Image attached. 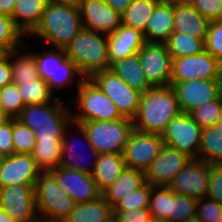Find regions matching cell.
Returning a JSON list of instances; mask_svg holds the SVG:
<instances>
[{
    "label": "cell",
    "mask_w": 222,
    "mask_h": 222,
    "mask_svg": "<svg viewBox=\"0 0 222 222\" xmlns=\"http://www.w3.org/2000/svg\"><path fill=\"white\" fill-rule=\"evenodd\" d=\"M181 113L172 86L152 87L142 93L137 115L133 118L134 130L161 135L174 117Z\"/></svg>",
    "instance_id": "cell-1"
},
{
    "label": "cell",
    "mask_w": 222,
    "mask_h": 222,
    "mask_svg": "<svg viewBox=\"0 0 222 222\" xmlns=\"http://www.w3.org/2000/svg\"><path fill=\"white\" fill-rule=\"evenodd\" d=\"M79 7L47 2L37 27L29 34L54 48L66 49L83 29Z\"/></svg>",
    "instance_id": "cell-2"
},
{
    "label": "cell",
    "mask_w": 222,
    "mask_h": 222,
    "mask_svg": "<svg viewBox=\"0 0 222 222\" xmlns=\"http://www.w3.org/2000/svg\"><path fill=\"white\" fill-rule=\"evenodd\" d=\"M58 97L43 104L26 105L17 117L36 134V140H62L72 123V111Z\"/></svg>",
    "instance_id": "cell-3"
},
{
    "label": "cell",
    "mask_w": 222,
    "mask_h": 222,
    "mask_svg": "<svg viewBox=\"0 0 222 222\" xmlns=\"http://www.w3.org/2000/svg\"><path fill=\"white\" fill-rule=\"evenodd\" d=\"M65 51L85 79L110 69L107 34L83 28Z\"/></svg>",
    "instance_id": "cell-4"
},
{
    "label": "cell",
    "mask_w": 222,
    "mask_h": 222,
    "mask_svg": "<svg viewBox=\"0 0 222 222\" xmlns=\"http://www.w3.org/2000/svg\"><path fill=\"white\" fill-rule=\"evenodd\" d=\"M34 192L41 222H63L77 204L61 189L50 171L39 174Z\"/></svg>",
    "instance_id": "cell-5"
},
{
    "label": "cell",
    "mask_w": 222,
    "mask_h": 222,
    "mask_svg": "<svg viewBox=\"0 0 222 222\" xmlns=\"http://www.w3.org/2000/svg\"><path fill=\"white\" fill-rule=\"evenodd\" d=\"M55 49V50H54ZM41 53L32 51L36 61L38 76L47 82L50 90L54 93L55 89L73 86L77 88L85 79L79 72L76 64L67 57L65 49L54 48Z\"/></svg>",
    "instance_id": "cell-6"
},
{
    "label": "cell",
    "mask_w": 222,
    "mask_h": 222,
    "mask_svg": "<svg viewBox=\"0 0 222 222\" xmlns=\"http://www.w3.org/2000/svg\"><path fill=\"white\" fill-rule=\"evenodd\" d=\"M76 89V98L66 101L79 108V112L72 114V122L114 121L123 117L116 104L90 79H84Z\"/></svg>",
    "instance_id": "cell-7"
},
{
    "label": "cell",
    "mask_w": 222,
    "mask_h": 222,
    "mask_svg": "<svg viewBox=\"0 0 222 222\" xmlns=\"http://www.w3.org/2000/svg\"><path fill=\"white\" fill-rule=\"evenodd\" d=\"M89 143L99 153L123 154L131 132L133 119L122 117L114 121H86L79 123Z\"/></svg>",
    "instance_id": "cell-8"
},
{
    "label": "cell",
    "mask_w": 222,
    "mask_h": 222,
    "mask_svg": "<svg viewBox=\"0 0 222 222\" xmlns=\"http://www.w3.org/2000/svg\"><path fill=\"white\" fill-rule=\"evenodd\" d=\"M90 80L116 104L122 116L133 119L137 115L140 91L128 86L110 69L95 73Z\"/></svg>",
    "instance_id": "cell-9"
},
{
    "label": "cell",
    "mask_w": 222,
    "mask_h": 222,
    "mask_svg": "<svg viewBox=\"0 0 222 222\" xmlns=\"http://www.w3.org/2000/svg\"><path fill=\"white\" fill-rule=\"evenodd\" d=\"M203 129L188 113L174 117L161 134L166 145L179 150L192 159H198Z\"/></svg>",
    "instance_id": "cell-10"
},
{
    "label": "cell",
    "mask_w": 222,
    "mask_h": 222,
    "mask_svg": "<svg viewBox=\"0 0 222 222\" xmlns=\"http://www.w3.org/2000/svg\"><path fill=\"white\" fill-rule=\"evenodd\" d=\"M35 184H20L0 189V209L16 222H41L37 212Z\"/></svg>",
    "instance_id": "cell-11"
},
{
    "label": "cell",
    "mask_w": 222,
    "mask_h": 222,
    "mask_svg": "<svg viewBox=\"0 0 222 222\" xmlns=\"http://www.w3.org/2000/svg\"><path fill=\"white\" fill-rule=\"evenodd\" d=\"M138 55L146 79L152 87L170 86L172 57L165 43L146 42Z\"/></svg>",
    "instance_id": "cell-12"
},
{
    "label": "cell",
    "mask_w": 222,
    "mask_h": 222,
    "mask_svg": "<svg viewBox=\"0 0 222 222\" xmlns=\"http://www.w3.org/2000/svg\"><path fill=\"white\" fill-rule=\"evenodd\" d=\"M164 146L161 135L133 130L123 152L126 167L145 172Z\"/></svg>",
    "instance_id": "cell-13"
},
{
    "label": "cell",
    "mask_w": 222,
    "mask_h": 222,
    "mask_svg": "<svg viewBox=\"0 0 222 222\" xmlns=\"http://www.w3.org/2000/svg\"><path fill=\"white\" fill-rule=\"evenodd\" d=\"M222 64L207 51L187 57L172 58L171 82L216 79Z\"/></svg>",
    "instance_id": "cell-14"
},
{
    "label": "cell",
    "mask_w": 222,
    "mask_h": 222,
    "mask_svg": "<svg viewBox=\"0 0 222 222\" xmlns=\"http://www.w3.org/2000/svg\"><path fill=\"white\" fill-rule=\"evenodd\" d=\"M191 160L188 155L165 144L161 153L144 172L145 182L151 186H169Z\"/></svg>",
    "instance_id": "cell-15"
},
{
    "label": "cell",
    "mask_w": 222,
    "mask_h": 222,
    "mask_svg": "<svg viewBox=\"0 0 222 222\" xmlns=\"http://www.w3.org/2000/svg\"><path fill=\"white\" fill-rule=\"evenodd\" d=\"M209 186V163L192 159L176 176L169 187L177 194L195 199L206 198Z\"/></svg>",
    "instance_id": "cell-16"
},
{
    "label": "cell",
    "mask_w": 222,
    "mask_h": 222,
    "mask_svg": "<svg viewBox=\"0 0 222 222\" xmlns=\"http://www.w3.org/2000/svg\"><path fill=\"white\" fill-rule=\"evenodd\" d=\"M78 7L84 28L109 35L122 24L121 14L104 0H80Z\"/></svg>",
    "instance_id": "cell-17"
},
{
    "label": "cell",
    "mask_w": 222,
    "mask_h": 222,
    "mask_svg": "<svg viewBox=\"0 0 222 222\" xmlns=\"http://www.w3.org/2000/svg\"><path fill=\"white\" fill-rule=\"evenodd\" d=\"M42 171L31 154L14 153L0 160V189L20 184H36Z\"/></svg>",
    "instance_id": "cell-18"
},
{
    "label": "cell",
    "mask_w": 222,
    "mask_h": 222,
    "mask_svg": "<svg viewBox=\"0 0 222 222\" xmlns=\"http://www.w3.org/2000/svg\"><path fill=\"white\" fill-rule=\"evenodd\" d=\"M181 112L190 114L199 106L217 98L216 79H194L184 82H171Z\"/></svg>",
    "instance_id": "cell-19"
},
{
    "label": "cell",
    "mask_w": 222,
    "mask_h": 222,
    "mask_svg": "<svg viewBox=\"0 0 222 222\" xmlns=\"http://www.w3.org/2000/svg\"><path fill=\"white\" fill-rule=\"evenodd\" d=\"M57 179L58 185L76 203H84L101 196L92 175L58 166L50 171Z\"/></svg>",
    "instance_id": "cell-20"
},
{
    "label": "cell",
    "mask_w": 222,
    "mask_h": 222,
    "mask_svg": "<svg viewBox=\"0 0 222 222\" xmlns=\"http://www.w3.org/2000/svg\"><path fill=\"white\" fill-rule=\"evenodd\" d=\"M73 125V128L76 127L77 130H79L78 133H76L78 136L79 135H83L82 136V139H85L84 141H86V144L88 143V147L91 151V155L92 157H88V158H91V163L89 164L88 162L85 163L83 162L84 159L86 156V154L84 155H81L79 151H77L78 149L76 148L77 145L80 143L77 144V142L79 140H74V139H77L76 136H74L75 138L73 139V137L71 138V140H69L68 138V129H71ZM71 126V127H70ZM67 133V135H66ZM74 141H73V140ZM71 141V142H70ZM73 141V142H72ZM84 144V143H83ZM76 145V146H75ZM75 148V149H74ZM79 148V147H78ZM81 149V148H80ZM79 153H77V152ZM89 151V152H90ZM62 155H61V161H60V164L59 166L60 167H63V168H67V169H70V170H78L80 172H84V173H87V174H90L92 175V173L94 172V169H95V165H96V162L98 160V157H99V153L94 149V147L89 143V140H88V136L85 132V130L83 129V127L80 125V124H77V123H74L72 122L65 130L64 132V135H63V139H62ZM90 154V153H89ZM84 159V160H83ZM89 161V160H88ZM90 162V161H89ZM85 163V164H84ZM87 164H89L90 166H87Z\"/></svg>",
    "instance_id": "cell-21"
},
{
    "label": "cell",
    "mask_w": 222,
    "mask_h": 222,
    "mask_svg": "<svg viewBox=\"0 0 222 222\" xmlns=\"http://www.w3.org/2000/svg\"><path fill=\"white\" fill-rule=\"evenodd\" d=\"M146 43L141 31L122 25L108 35L110 64L139 52Z\"/></svg>",
    "instance_id": "cell-22"
},
{
    "label": "cell",
    "mask_w": 222,
    "mask_h": 222,
    "mask_svg": "<svg viewBox=\"0 0 222 222\" xmlns=\"http://www.w3.org/2000/svg\"><path fill=\"white\" fill-rule=\"evenodd\" d=\"M210 21L187 1L174 3V32L205 41Z\"/></svg>",
    "instance_id": "cell-23"
},
{
    "label": "cell",
    "mask_w": 222,
    "mask_h": 222,
    "mask_svg": "<svg viewBox=\"0 0 222 222\" xmlns=\"http://www.w3.org/2000/svg\"><path fill=\"white\" fill-rule=\"evenodd\" d=\"M174 32V3L159 2L143 33L146 42L165 43Z\"/></svg>",
    "instance_id": "cell-24"
},
{
    "label": "cell",
    "mask_w": 222,
    "mask_h": 222,
    "mask_svg": "<svg viewBox=\"0 0 222 222\" xmlns=\"http://www.w3.org/2000/svg\"><path fill=\"white\" fill-rule=\"evenodd\" d=\"M110 70L128 86L141 93L147 92L152 88L146 79L138 53L113 62Z\"/></svg>",
    "instance_id": "cell-25"
},
{
    "label": "cell",
    "mask_w": 222,
    "mask_h": 222,
    "mask_svg": "<svg viewBox=\"0 0 222 222\" xmlns=\"http://www.w3.org/2000/svg\"><path fill=\"white\" fill-rule=\"evenodd\" d=\"M126 168L123 154L101 153L95 165L92 177L102 193L111 186Z\"/></svg>",
    "instance_id": "cell-26"
},
{
    "label": "cell",
    "mask_w": 222,
    "mask_h": 222,
    "mask_svg": "<svg viewBox=\"0 0 222 222\" xmlns=\"http://www.w3.org/2000/svg\"><path fill=\"white\" fill-rule=\"evenodd\" d=\"M144 183L145 176L143 171L126 167L118 179L106 188L101 195L113 208L119 201L137 190Z\"/></svg>",
    "instance_id": "cell-27"
},
{
    "label": "cell",
    "mask_w": 222,
    "mask_h": 222,
    "mask_svg": "<svg viewBox=\"0 0 222 222\" xmlns=\"http://www.w3.org/2000/svg\"><path fill=\"white\" fill-rule=\"evenodd\" d=\"M46 4V0H16L12 18L24 35L28 36L37 27Z\"/></svg>",
    "instance_id": "cell-28"
},
{
    "label": "cell",
    "mask_w": 222,
    "mask_h": 222,
    "mask_svg": "<svg viewBox=\"0 0 222 222\" xmlns=\"http://www.w3.org/2000/svg\"><path fill=\"white\" fill-rule=\"evenodd\" d=\"M112 214V206L101 195L93 201L77 203L63 222H103Z\"/></svg>",
    "instance_id": "cell-29"
},
{
    "label": "cell",
    "mask_w": 222,
    "mask_h": 222,
    "mask_svg": "<svg viewBox=\"0 0 222 222\" xmlns=\"http://www.w3.org/2000/svg\"><path fill=\"white\" fill-rule=\"evenodd\" d=\"M62 140H36L31 153L37 167L42 172L56 169L61 161Z\"/></svg>",
    "instance_id": "cell-30"
},
{
    "label": "cell",
    "mask_w": 222,
    "mask_h": 222,
    "mask_svg": "<svg viewBox=\"0 0 222 222\" xmlns=\"http://www.w3.org/2000/svg\"><path fill=\"white\" fill-rule=\"evenodd\" d=\"M159 0H134L121 14L122 25L144 33Z\"/></svg>",
    "instance_id": "cell-31"
},
{
    "label": "cell",
    "mask_w": 222,
    "mask_h": 222,
    "mask_svg": "<svg viewBox=\"0 0 222 222\" xmlns=\"http://www.w3.org/2000/svg\"><path fill=\"white\" fill-rule=\"evenodd\" d=\"M198 159L212 164H222V128L216 126L203 129Z\"/></svg>",
    "instance_id": "cell-32"
},
{
    "label": "cell",
    "mask_w": 222,
    "mask_h": 222,
    "mask_svg": "<svg viewBox=\"0 0 222 222\" xmlns=\"http://www.w3.org/2000/svg\"><path fill=\"white\" fill-rule=\"evenodd\" d=\"M165 44L172 58L197 55L205 50L203 39L179 32H173Z\"/></svg>",
    "instance_id": "cell-33"
},
{
    "label": "cell",
    "mask_w": 222,
    "mask_h": 222,
    "mask_svg": "<svg viewBox=\"0 0 222 222\" xmlns=\"http://www.w3.org/2000/svg\"><path fill=\"white\" fill-rule=\"evenodd\" d=\"M19 49L8 52L12 67V82L33 81L34 78H39L36 61L32 52L20 54Z\"/></svg>",
    "instance_id": "cell-34"
},
{
    "label": "cell",
    "mask_w": 222,
    "mask_h": 222,
    "mask_svg": "<svg viewBox=\"0 0 222 222\" xmlns=\"http://www.w3.org/2000/svg\"><path fill=\"white\" fill-rule=\"evenodd\" d=\"M17 84L20 96L25 105L50 102L54 96L46 81L34 78L33 81L12 82Z\"/></svg>",
    "instance_id": "cell-35"
},
{
    "label": "cell",
    "mask_w": 222,
    "mask_h": 222,
    "mask_svg": "<svg viewBox=\"0 0 222 222\" xmlns=\"http://www.w3.org/2000/svg\"><path fill=\"white\" fill-rule=\"evenodd\" d=\"M149 210L154 220H169L172 216V189L169 186H151Z\"/></svg>",
    "instance_id": "cell-36"
},
{
    "label": "cell",
    "mask_w": 222,
    "mask_h": 222,
    "mask_svg": "<svg viewBox=\"0 0 222 222\" xmlns=\"http://www.w3.org/2000/svg\"><path fill=\"white\" fill-rule=\"evenodd\" d=\"M24 36L12 17L0 13V45L8 52L18 47L26 48L23 40Z\"/></svg>",
    "instance_id": "cell-37"
},
{
    "label": "cell",
    "mask_w": 222,
    "mask_h": 222,
    "mask_svg": "<svg viewBox=\"0 0 222 222\" xmlns=\"http://www.w3.org/2000/svg\"><path fill=\"white\" fill-rule=\"evenodd\" d=\"M198 200L172 190V216L167 222H182L196 216Z\"/></svg>",
    "instance_id": "cell-38"
},
{
    "label": "cell",
    "mask_w": 222,
    "mask_h": 222,
    "mask_svg": "<svg viewBox=\"0 0 222 222\" xmlns=\"http://www.w3.org/2000/svg\"><path fill=\"white\" fill-rule=\"evenodd\" d=\"M13 144L15 153L31 154L36 145V134L17 118H13Z\"/></svg>",
    "instance_id": "cell-39"
},
{
    "label": "cell",
    "mask_w": 222,
    "mask_h": 222,
    "mask_svg": "<svg viewBox=\"0 0 222 222\" xmlns=\"http://www.w3.org/2000/svg\"><path fill=\"white\" fill-rule=\"evenodd\" d=\"M151 195V185L145 182L137 190L128 194L127 197L119 201L114 207L113 211H128L142 208H149V201Z\"/></svg>",
    "instance_id": "cell-40"
},
{
    "label": "cell",
    "mask_w": 222,
    "mask_h": 222,
    "mask_svg": "<svg viewBox=\"0 0 222 222\" xmlns=\"http://www.w3.org/2000/svg\"><path fill=\"white\" fill-rule=\"evenodd\" d=\"M221 109L222 102L217 97L193 110L190 116L202 129H205L216 126Z\"/></svg>",
    "instance_id": "cell-41"
},
{
    "label": "cell",
    "mask_w": 222,
    "mask_h": 222,
    "mask_svg": "<svg viewBox=\"0 0 222 222\" xmlns=\"http://www.w3.org/2000/svg\"><path fill=\"white\" fill-rule=\"evenodd\" d=\"M4 113L9 118H17L26 106L20 96L17 84L11 83L0 88Z\"/></svg>",
    "instance_id": "cell-42"
},
{
    "label": "cell",
    "mask_w": 222,
    "mask_h": 222,
    "mask_svg": "<svg viewBox=\"0 0 222 222\" xmlns=\"http://www.w3.org/2000/svg\"><path fill=\"white\" fill-rule=\"evenodd\" d=\"M204 45L205 51L222 64V20L210 21Z\"/></svg>",
    "instance_id": "cell-43"
},
{
    "label": "cell",
    "mask_w": 222,
    "mask_h": 222,
    "mask_svg": "<svg viewBox=\"0 0 222 222\" xmlns=\"http://www.w3.org/2000/svg\"><path fill=\"white\" fill-rule=\"evenodd\" d=\"M196 216L202 222H222V204L207 197L198 199Z\"/></svg>",
    "instance_id": "cell-44"
},
{
    "label": "cell",
    "mask_w": 222,
    "mask_h": 222,
    "mask_svg": "<svg viewBox=\"0 0 222 222\" xmlns=\"http://www.w3.org/2000/svg\"><path fill=\"white\" fill-rule=\"evenodd\" d=\"M204 18L209 21L222 20V2L220 0H186Z\"/></svg>",
    "instance_id": "cell-45"
},
{
    "label": "cell",
    "mask_w": 222,
    "mask_h": 222,
    "mask_svg": "<svg viewBox=\"0 0 222 222\" xmlns=\"http://www.w3.org/2000/svg\"><path fill=\"white\" fill-rule=\"evenodd\" d=\"M207 198L222 204V164H209Z\"/></svg>",
    "instance_id": "cell-46"
},
{
    "label": "cell",
    "mask_w": 222,
    "mask_h": 222,
    "mask_svg": "<svg viewBox=\"0 0 222 222\" xmlns=\"http://www.w3.org/2000/svg\"><path fill=\"white\" fill-rule=\"evenodd\" d=\"M13 118H7L0 126V156H11L15 153L13 144Z\"/></svg>",
    "instance_id": "cell-47"
},
{
    "label": "cell",
    "mask_w": 222,
    "mask_h": 222,
    "mask_svg": "<svg viewBox=\"0 0 222 222\" xmlns=\"http://www.w3.org/2000/svg\"><path fill=\"white\" fill-rule=\"evenodd\" d=\"M119 222H150L153 218L149 208L113 211Z\"/></svg>",
    "instance_id": "cell-48"
},
{
    "label": "cell",
    "mask_w": 222,
    "mask_h": 222,
    "mask_svg": "<svg viewBox=\"0 0 222 222\" xmlns=\"http://www.w3.org/2000/svg\"><path fill=\"white\" fill-rule=\"evenodd\" d=\"M12 83V67L10 57L7 56L0 61V88Z\"/></svg>",
    "instance_id": "cell-49"
},
{
    "label": "cell",
    "mask_w": 222,
    "mask_h": 222,
    "mask_svg": "<svg viewBox=\"0 0 222 222\" xmlns=\"http://www.w3.org/2000/svg\"><path fill=\"white\" fill-rule=\"evenodd\" d=\"M113 10L122 14L134 0H104Z\"/></svg>",
    "instance_id": "cell-50"
},
{
    "label": "cell",
    "mask_w": 222,
    "mask_h": 222,
    "mask_svg": "<svg viewBox=\"0 0 222 222\" xmlns=\"http://www.w3.org/2000/svg\"><path fill=\"white\" fill-rule=\"evenodd\" d=\"M16 0H0V13L12 17Z\"/></svg>",
    "instance_id": "cell-51"
},
{
    "label": "cell",
    "mask_w": 222,
    "mask_h": 222,
    "mask_svg": "<svg viewBox=\"0 0 222 222\" xmlns=\"http://www.w3.org/2000/svg\"><path fill=\"white\" fill-rule=\"evenodd\" d=\"M217 83V97L222 102V66L219 70V75L216 78Z\"/></svg>",
    "instance_id": "cell-52"
},
{
    "label": "cell",
    "mask_w": 222,
    "mask_h": 222,
    "mask_svg": "<svg viewBox=\"0 0 222 222\" xmlns=\"http://www.w3.org/2000/svg\"><path fill=\"white\" fill-rule=\"evenodd\" d=\"M47 2L55 4H70V5H79L80 0H46Z\"/></svg>",
    "instance_id": "cell-53"
},
{
    "label": "cell",
    "mask_w": 222,
    "mask_h": 222,
    "mask_svg": "<svg viewBox=\"0 0 222 222\" xmlns=\"http://www.w3.org/2000/svg\"><path fill=\"white\" fill-rule=\"evenodd\" d=\"M0 222H16L6 211L0 209Z\"/></svg>",
    "instance_id": "cell-54"
},
{
    "label": "cell",
    "mask_w": 222,
    "mask_h": 222,
    "mask_svg": "<svg viewBox=\"0 0 222 222\" xmlns=\"http://www.w3.org/2000/svg\"><path fill=\"white\" fill-rule=\"evenodd\" d=\"M7 56H8V51L2 45H0V61H2Z\"/></svg>",
    "instance_id": "cell-55"
},
{
    "label": "cell",
    "mask_w": 222,
    "mask_h": 222,
    "mask_svg": "<svg viewBox=\"0 0 222 222\" xmlns=\"http://www.w3.org/2000/svg\"><path fill=\"white\" fill-rule=\"evenodd\" d=\"M103 222H119L116 215L113 213L111 216H109L107 219H105Z\"/></svg>",
    "instance_id": "cell-56"
},
{
    "label": "cell",
    "mask_w": 222,
    "mask_h": 222,
    "mask_svg": "<svg viewBox=\"0 0 222 222\" xmlns=\"http://www.w3.org/2000/svg\"><path fill=\"white\" fill-rule=\"evenodd\" d=\"M182 222H202V221L197 216H194Z\"/></svg>",
    "instance_id": "cell-57"
},
{
    "label": "cell",
    "mask_w": 222,
    "mask_h": 222,
    "mask_svg": "<svg viewBox=\"0 0 222 222\" xmlns=\"http://www.w3.org/2000/svg\"><path fill=\"white\" fill-rule=\"evenodd\" d=\"M216 125L218 127L222 128V109H221L220 115L218 116V120H217V124Z\"/></svg>",
    "instance_id": "cell-58"
},
{
    "label": "cell",
    "mask_w": 222,
    "mask_h": 222,
    "mask_svg": "<svg viewBox=\"0 0 222 222\" xmlns=\"http://www.w3.org/2000/svg\"><path fill=\"white\" fill-rule=\"evenodd\" d=\"M160 2H166V3H177V2H184L186 0H159Z\"/></svg>",
    "instance_id": "cell-59"
},
{
    "label": "cell",
    "mask_w": 222,
    "mask_h": 222,
    "mask_svg": "<svg viewBox=\"0 0 222 222\" xmlns=\"http://www.w3.org/2000/svg\"><path fill=\"white\" fill-rule=\"evenodd\" d=\"M0 115H6L4 113V108H3V105H2V101H1V93H0Z\"/></svg>",
    "instance_id": "cell-60"
},
{
    "label": "cell",
    "mask_w": 222,
    "mask_h": 222,
    "mask_svg": "<svg viewBox=\"0 0 222 222\" xmlns=\"http://www.w3.org/2000/svg\"><path fill=\"white\" fill-rule=\"evenodd\" d=\"M9 118L7 115H0V126L3 124V122Z\"/></svg>",
    "instance_id": "cell-61"
},
{
    "label": "cell",
    "mask_w": 222,
    "mask_h": 222,
    "mask_svg": "<svg viewBox=\"0 0 222 222\" xmlns=\"http://www.w3.org/2000/svg\"><path fill=\"white\" fill-rule=\"evenodd\" d=\"M150 222H166V221H160V220H154V219H152Z\"/></svg>",
    "instance_id": "cell-62"
}]
</instances>
